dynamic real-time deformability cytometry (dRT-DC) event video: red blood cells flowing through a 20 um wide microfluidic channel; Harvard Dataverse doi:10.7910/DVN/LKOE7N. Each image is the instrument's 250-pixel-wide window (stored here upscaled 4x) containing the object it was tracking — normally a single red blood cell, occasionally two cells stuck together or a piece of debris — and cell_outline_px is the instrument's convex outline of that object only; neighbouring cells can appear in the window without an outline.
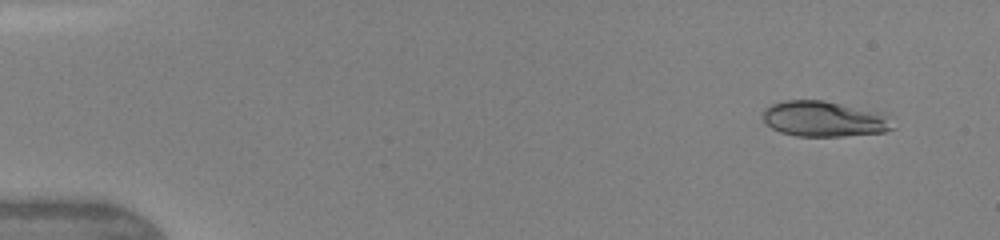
{"species": "human", "species_latin": "Homo sapiens", "temperature_condition": "warm", "stored_images_in_passage": 7, "camera_frame_rate_fps": 3000, "um_per_image_px": 0.085, "donor": {"sex": "female"}, "frame": {"image": 1, "passage_image": 1, "time_ms": 0.0, "image_size_px": [1000, 240], "cell_outline_px": [[892, 128], [884, 132], [844, 136], [796, 136], [780, 132], [764, 124], [760, 116], [764, 108], [772, 104], [784, 100], [824, 100], [884, 112], [888, 116]], "centroid_in_image_um": [69.99, 10.1], "position_along_channel_um": 15.0, "area_um2": 27.28}}
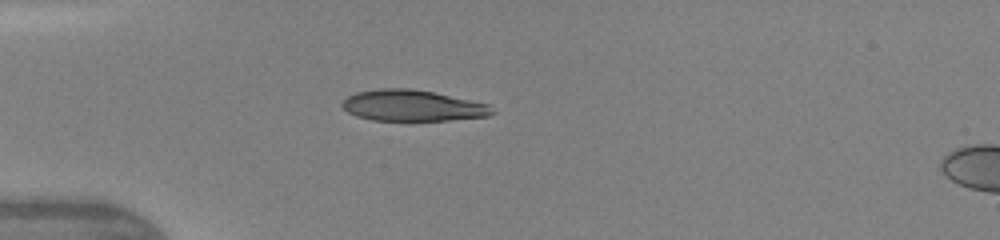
{"frame": {"image": 2, "passage_image": 5, "time_ms": 3.333, "image_size_px": [1000, 240], "cell_outline_px": [[496, 112], [488, 116], [448, 120], [372, 120], [356, 116], [348, 112], [340, 104], [348, 96], [356, 92], [380, 88], [408, 88], [432, 92], [488, 104]], "centroid_in_image_um": [35.03, 8.97], "position_along_channel_um": 50.0, "area_um2": 26.93}}